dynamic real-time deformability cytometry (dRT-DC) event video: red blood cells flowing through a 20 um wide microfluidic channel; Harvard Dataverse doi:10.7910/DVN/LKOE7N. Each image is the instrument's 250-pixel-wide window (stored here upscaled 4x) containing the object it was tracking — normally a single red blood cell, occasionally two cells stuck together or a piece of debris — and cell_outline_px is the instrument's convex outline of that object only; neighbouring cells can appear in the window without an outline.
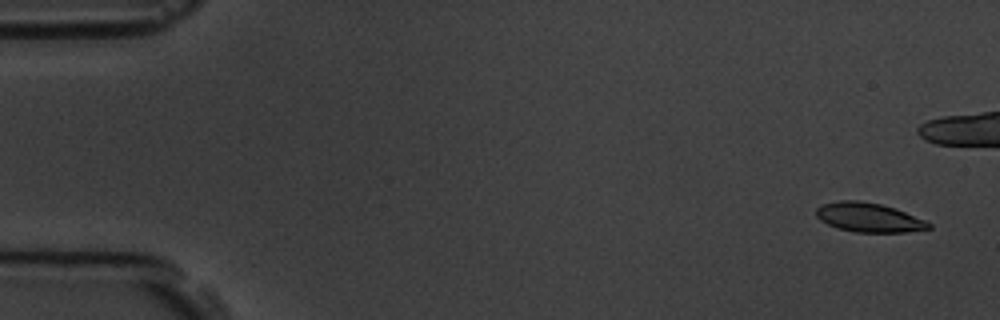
{"species": "common noctule bat (a hibernating species)", "species_latin": "Nyctalus noctula", "temperature_condition": "room temperature", "stored_images_in_passage": 5, "camera_frame_rate_fps": 3000, "um_per_image_px": 0.085, "animal": {"sex": "male", "body_mass_g": 19.5, "forearm_length_mm": 54.6}, "frame": {"image": 1, "passage_image": 1, "time_ms": 0.0, "image_size_px": [1000, 320], "cell_outline_px": [[932, 228], [904, 232], [856, 232], [836, 228], [820, 220], [816, 216], [816, 208], [824, 204], [840, 200], [856, 200], [880, 204], [896, 208], [924, 220], [932, 224]], "centroid_in_image_um": [73.84, 18.48], "position_along_channel_um": 11.2, "area_um2": 19.07}}